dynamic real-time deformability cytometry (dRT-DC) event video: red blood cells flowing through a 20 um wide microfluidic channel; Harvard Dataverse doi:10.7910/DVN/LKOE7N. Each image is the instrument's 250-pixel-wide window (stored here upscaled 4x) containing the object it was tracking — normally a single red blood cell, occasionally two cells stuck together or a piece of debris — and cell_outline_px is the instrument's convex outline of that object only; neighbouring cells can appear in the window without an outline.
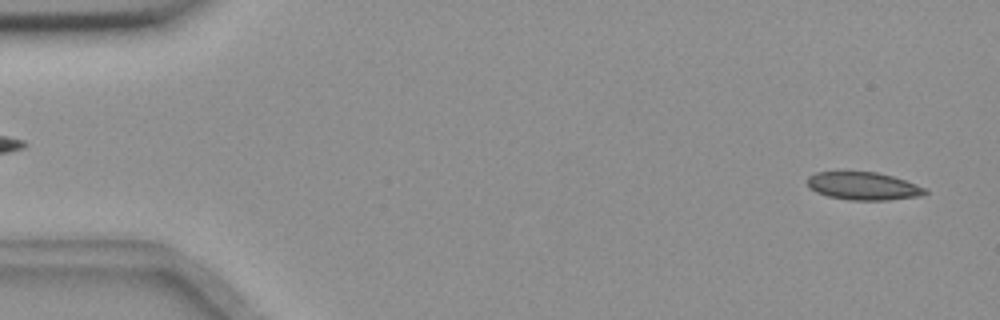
{"species": "common noctule bat (a hibernating species)", "species_latin": "Nyctalus noctula", "temperature_condition": "room temperature", "stored_images_in_passage": 54, "camera_frame_rate_fps": 3000, "um_per_image_px": 0.085, "animal": {"sex": "female", "body_mass_g": 18.4}, "frame": {"image": 1, "passage_image": 2, "time_ms": 0.333, "image_size_px": [1000, 320], "cell_outline_px": [[928, 192], [920, 196], [888, 200], [848, 200], [828, 196], [816, 192], [808, 188], [808, 176], [816, 172], [876, 172], [892, 176], [916, 184], [924, 188]], "centroid_in_image_um": [73.35, 15.82], "position_along_channel_um": 11.6, "area_um2": 19.02}}
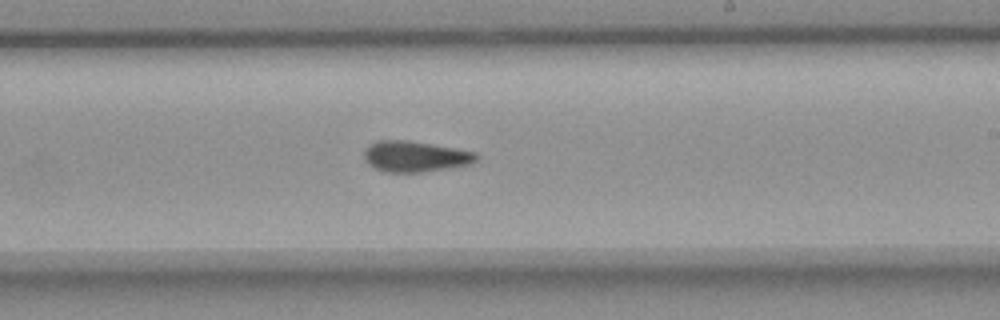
{"frame": {"image": 2, "passage_image": 32, "time_ms": 10.333, "image_size_px": [1000, 320], "cell_outline_px": [[480, 156], [472, 164], [452, 168], [420, 172], [384, 172], [368, 164], [364, 160], [364, 148], [368, 144], [376, 140], [408, 140], [456, 148], [476, 152]], "centroid_in_image_um": [35.29, 13.29], "position_along_channel_um": 253.7, "area_um2": 20.52}}
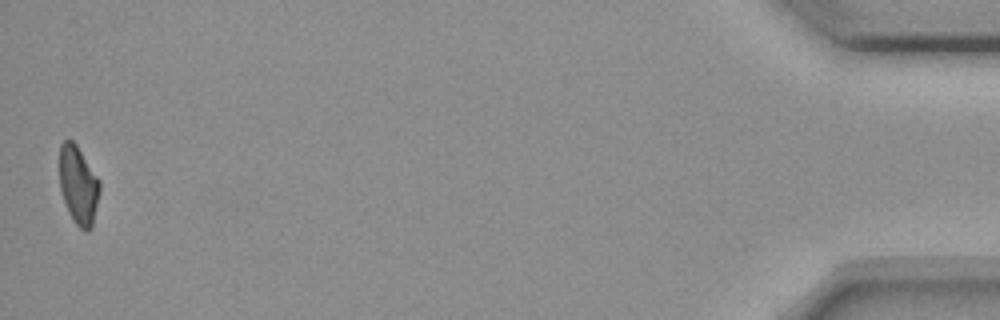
{"frame": {"image": 3, "passage_image": 54, "time_ms": 17.667, "image_size_px": [1000, 320], "cell_outline_px": [[100, 192], [92, 228], [88, 232], [84, 232], [76, 224], [68, 212], [60, 188], [60, 144], [64, 140], [72, 140], [76, 144], [100, 180]], "centroid_in_image_um": [6.68, 15.76], "position_along_channel_um": 428.5, "area_um2": 18.44}, "authors_computed_cell_mechanics": {"area_um2": 19.7676, "velocity_mm_per_s": 3.6528, "shape_relaxation_time_tau1_ms": null, "shape_relaxation_time_tau2_ms": 4.8275, "deformation_change_tau1": null, "deformation_change_tau2": 0.12}}